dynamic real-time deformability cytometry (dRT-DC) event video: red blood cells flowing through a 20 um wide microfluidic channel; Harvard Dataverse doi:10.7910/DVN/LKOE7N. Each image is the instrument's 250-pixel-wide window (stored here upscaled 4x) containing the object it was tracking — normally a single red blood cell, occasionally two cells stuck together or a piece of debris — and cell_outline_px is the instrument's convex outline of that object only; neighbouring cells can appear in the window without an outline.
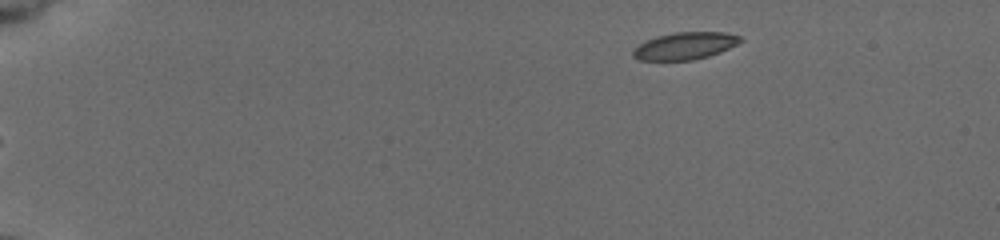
{"species": "common noctule bat (a hibernating species)", "species_latin": "Nyctalus noctula", "temperature_condition": "cold", "stored_images_in_passage": 6, "camera_frame_rate_fps": 3000, "um_per_image_px": 0.085, "animal": {"sex": "female", "body_mass_g": 19.5, "forearm_length_mm": 54.1}, "frame": {"image": 1, "passage_image": 6, "time_ms": 6.0, "image_size_px": [1000, 240], "cell_outline_px": [[744, 40], [720, 52], [708, 56], [692, 60], [640, 60], [632, 56], [632, 48], [656, 36], [676, 32], [724, 32], [740, 36]], "centroid_in_image_um": [58.21, 3.9], "position_along_channel_um": 26.8, "area_um2": 16.94}}